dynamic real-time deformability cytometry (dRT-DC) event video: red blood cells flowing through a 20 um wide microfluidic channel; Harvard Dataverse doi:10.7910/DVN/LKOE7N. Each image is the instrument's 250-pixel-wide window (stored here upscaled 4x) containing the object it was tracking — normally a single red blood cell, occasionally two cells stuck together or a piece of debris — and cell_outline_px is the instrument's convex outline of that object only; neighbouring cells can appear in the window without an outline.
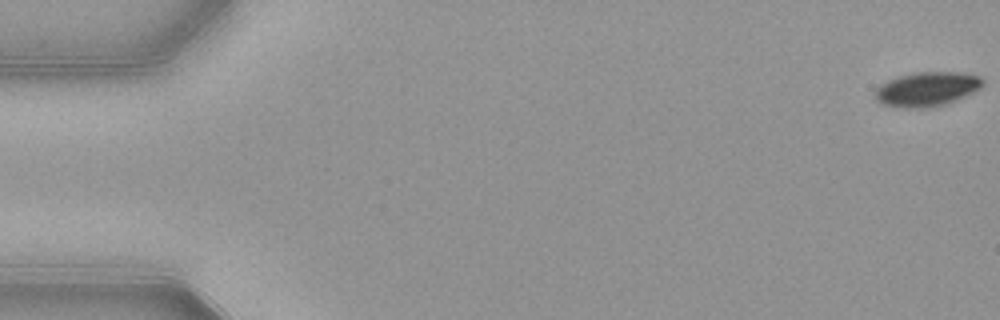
{"species": "common noctule bat (a hibernating species)", "species_latin": "Nyctalus noctula", "temperature_condition": "warm", "stored_images_in_passage": 54, "camera_frame_rate_fps": 3000, "um_per_image_px": 0.085, "animal": {"sex": "female", "body_mass_g": 21.9}, "frame": {"image": 1, "passage_image": 1, "time_ms": 0.0, "image_size_px": [1000, 320], "cell_outline_px": [[984, 84], [980, 88], [956, 100], [944, 104], [928, 108], [900, 108], [880, 104], [876, 100], [872, 92], [880, 84], [888, 80], [900, 76], [916, 72], [964, 72], [980, 76], [984, 80]], "centroid_in_image_um": [78.75, 7.58], "position_along_channel_um": 6.2, "area_um2": 21.85}}
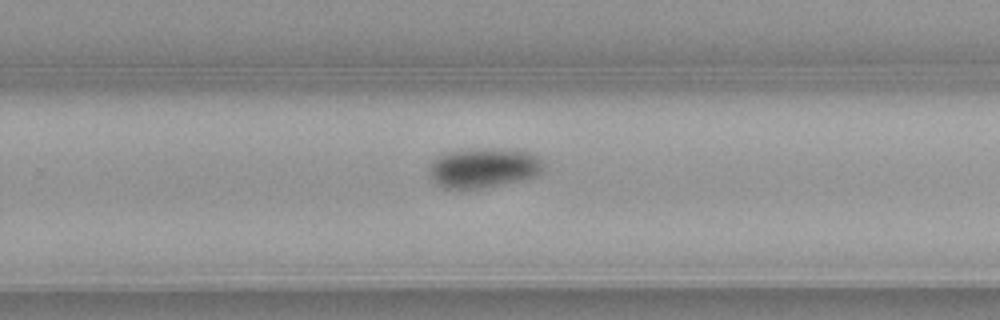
{"frame": {"image": 2, "passage_image": 35, "time_ms": 11.333, "image_size_px": [1000, 320], "cell_outline_px": [[544, 172], [536, 176], [520, 180], [484, 188], [444, 188], [436, 184], [432, 180], [428, 168], [432, 160], [436, 156], [444, 152], [464, 148], [516, 148], [528, 152], [536, 156], [544, 164]], "centroid_in_image_um": [41.09, 14.23], "position_along_channel_um": 288.7, "area_um2": 27.22}}
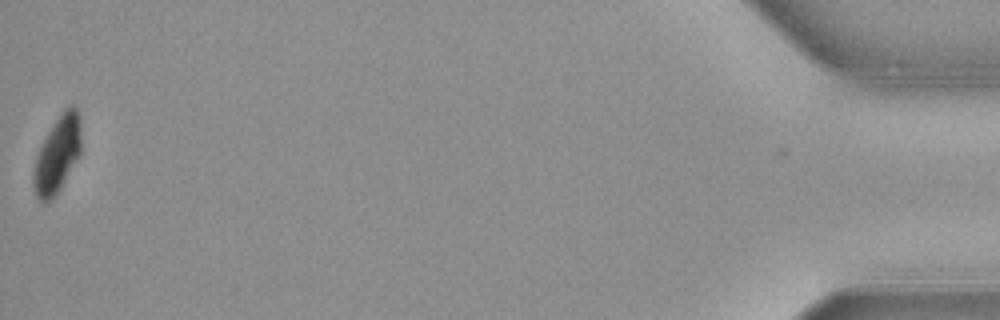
{"frame": {"image": 3, "passage_image": 54, "time_ms": 17.667, "image_size_px": [1000, 320], "cell_outline_px": [[80, 152], [56, 196], [52, 200], [44, 204], [36, 196], [32, 180], [32, 172], [36, 156], [48, 132], [60, 112], [68, 104], [72, 104], [76, 108], [80, 116]], "centroid_in_image_um": [4.86, 13.14], "position_along_channel_um": 430.3, "area_um2": 21.21}, "authors_computed_cell_mechanics": {"area_um2": 24.7673, "velocity_mm_per_s": 3.8689, "shape_relaxation_time_tau1_ms": 1.9027, "shape_relaxation_time_tau2_ms": null, "deformation_change_tau1": 0.0918, "deformation_change_tau2": null}}